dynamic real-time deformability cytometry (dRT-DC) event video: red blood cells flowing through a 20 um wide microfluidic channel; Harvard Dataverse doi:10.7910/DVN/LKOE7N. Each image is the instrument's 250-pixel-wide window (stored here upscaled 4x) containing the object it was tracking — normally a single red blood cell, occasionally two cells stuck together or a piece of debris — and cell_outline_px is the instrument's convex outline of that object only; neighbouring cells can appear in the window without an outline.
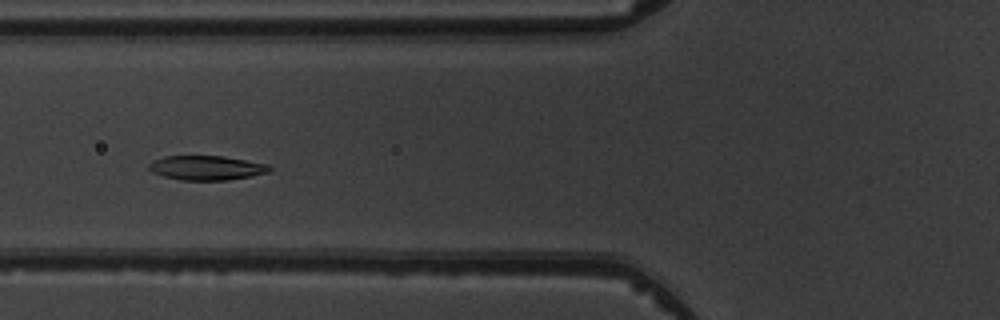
{"species": "common noctule bat (a hibernating species)", "species_latin": "Nyctalus noctula", "temperature_condition": "warm", "stored_images_in_passage": 5, "camera_frame_rate_fps": 3000, "um_per_image_px": 0.085, "animal": {"sex": "male", "body_mass_g": 19.5, "forearm_length_mm": 54.6}, "frame": {"image": 1, "passage_image": 5, "time_ms": 4.667, "image_size_px": [1000, 320], "cell_outline_px": [[272, 168], [268, 172], [252, 176], [228, 180], [180, 180], [164, 176], [152, 172], [148, 168], [148, 164], [152, 160], [164, 156], [224, 156], [268, 164]], "centroid_in_image_um": [17.54, 14.26], "position_along_channel_um": 108.3, "area_um2": 17.22}}